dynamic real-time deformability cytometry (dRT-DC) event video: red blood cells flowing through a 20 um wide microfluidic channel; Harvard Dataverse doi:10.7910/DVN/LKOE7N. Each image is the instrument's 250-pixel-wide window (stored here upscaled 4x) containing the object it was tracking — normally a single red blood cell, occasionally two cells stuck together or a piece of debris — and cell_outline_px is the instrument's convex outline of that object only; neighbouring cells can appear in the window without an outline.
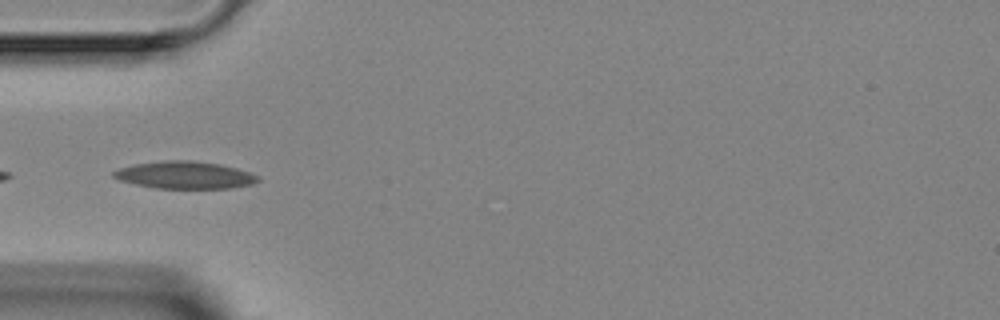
{"species": "Egyptian fruit bat (a non-hibernating species)", "species_latin": "Rousettus aegyptiacus", "temperature_condition": "room temperature", "stored_images_in_passage": 5, "camera_frame_rate_fps": 3000, "um_per_image_px": 0.085, "animal": {"sex": "female"}, "frame": {"image": 1, "passage_image": 4, "time_ms": 3.333, "image_size_px": [1000, 320], "cell_outline_px": [[260, 180], [252, 184], [232, 188], [156, 188], [136, 184], [120, 180], [112, 176], [112, 172], [120, 168], [132, 164], [164, 160], [192, 160], [220, 164], [236, 168], [260, 176]], "centroid_in_image_um": [15.71, 14.87], "position_along_channel_um": 69.3, "area_um2": 23.0}}
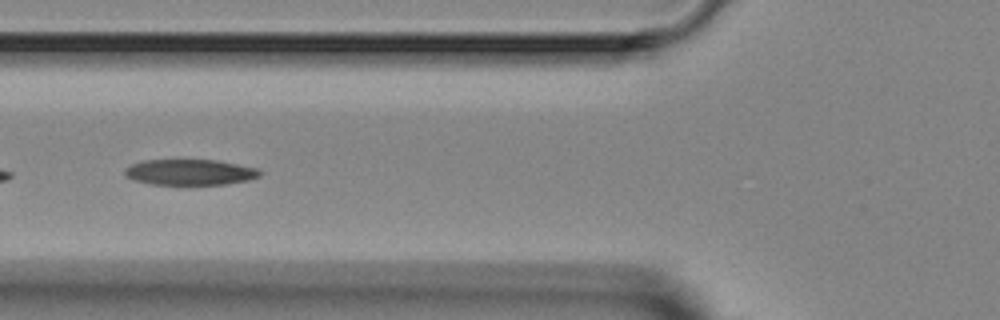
{"frame": {"image": 2, "passage_image": 5, "time_ms": 4.333, "image_size_px": [1000, 320], "cell_outline_px": [[260, 176], [248, 180], [224, 184], [152, 184], [132, 180], [124, 176], [124, 168], [132, 164], [144, 160], [216, 160], [256, 168], [260, 172]], "centroid_in_image_um": [16.08, 14.63], "position_along_channel_um": 109.7, "area_um2": 20.11}}